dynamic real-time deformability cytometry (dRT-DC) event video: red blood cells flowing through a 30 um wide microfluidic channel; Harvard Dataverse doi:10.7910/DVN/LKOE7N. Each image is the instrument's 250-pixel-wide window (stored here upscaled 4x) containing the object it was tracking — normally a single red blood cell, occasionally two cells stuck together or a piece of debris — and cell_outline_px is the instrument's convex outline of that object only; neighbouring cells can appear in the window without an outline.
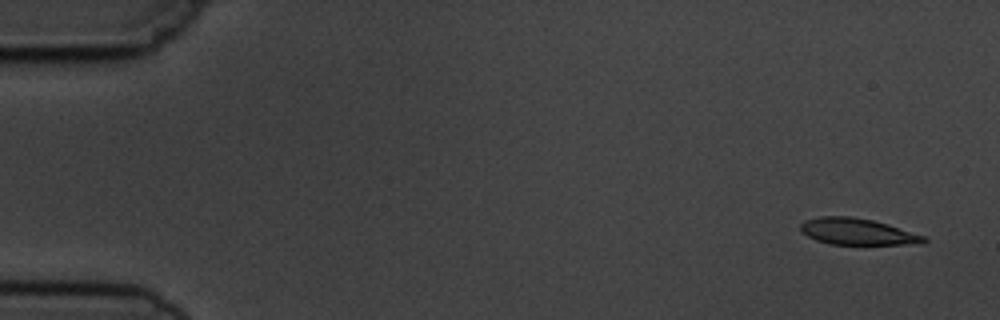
{"species": "common noctule bat (a hibernating species)", "species_latin": "Nyctalus noctula", "temperature_condition": "cold", "stored_images_in_passage": 4, "camera_frame_rate_fps": 3000, "um_per_image_px": 0.085, "animal": {"sex": "male", "body_mass_g": 19.5, "forearm_length_mm": 54.6}, "frame": {"image": 1, "passage_image": 1, "time_ms": 0.0, "image_size_px": [1000, 320], "cell_outline_px": [[928, 240], [924, 244], [832, 244], [816, 240], [800, 232], [800, 224], [804, 220], [820, 216], [852, 216], [872, 220], [888, 224], [924, 236]], "centroid_in_image_um": [72.85, 19.68], "position_along_channel_um": 12.1, "area_um2": 19.02}}
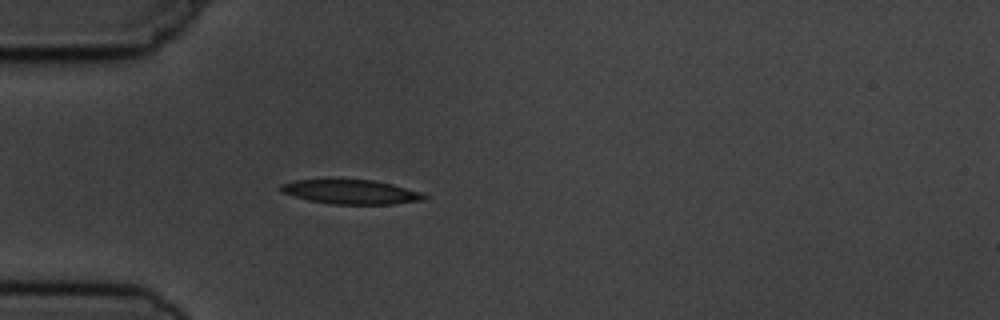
{"frame": {"image": 2, "passage_image": 4, "time_ms": 4.333, "image_size_px": [1000, 320], "cell_outline_px": [[428, 196], [424, 200], [392, 204], [332, 204], [308, 200], [280, 192], [276, 188], [280, 184], [296, 180], [328, 176], [372, 180], [392, 184], [420, 192]], "centroid_in_image_um": [29.7, 16.26], "position_along_channel_um": 55.3, "area_um2": 21.33}}